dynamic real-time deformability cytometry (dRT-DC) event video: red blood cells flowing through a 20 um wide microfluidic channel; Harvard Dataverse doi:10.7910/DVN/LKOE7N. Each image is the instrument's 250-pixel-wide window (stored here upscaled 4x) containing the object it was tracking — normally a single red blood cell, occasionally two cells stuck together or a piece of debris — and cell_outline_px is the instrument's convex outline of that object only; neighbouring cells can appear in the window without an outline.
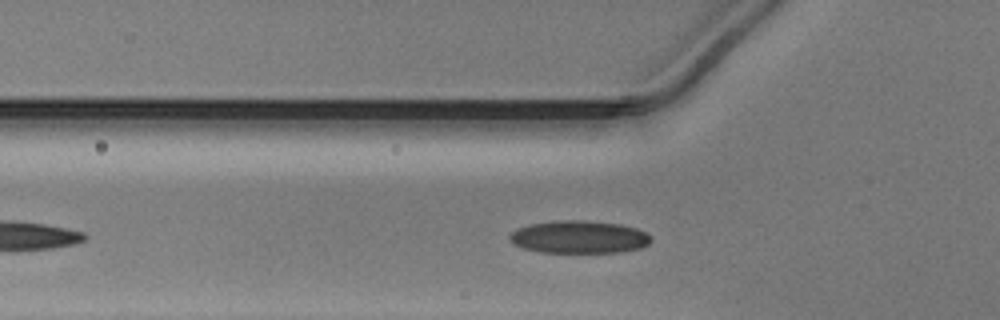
{"species": "Egyptian fruit bat (a non-hibernating species)", "species_latin": "Rousettus aegyptiacus", "temperature_condition": "warm", "stored_images_in_passage": 28, "camera_frame_rate_fps": 3000, "um_per_image_px": 0.085, "animal": {"sex": "male"}, "frame": {"image": 1, "passage_image": 8, "time_ms": 2.333, "image_size_px": [1000, 320], "cell_outline_px": [[652, 240], [648, 244], [640, 248], [620, 252], [540, 252], [524, 248], [508, 240], [508, 236], [516, 228], [532, 224], [560, 220], [580, 220], [620, 224], [636, 228], [648, 232], [652, 236]], "centroid_in_image_um": [49.25, 20.14], "position_along_channel_um": 76.5, "area_um2": 26.88}}
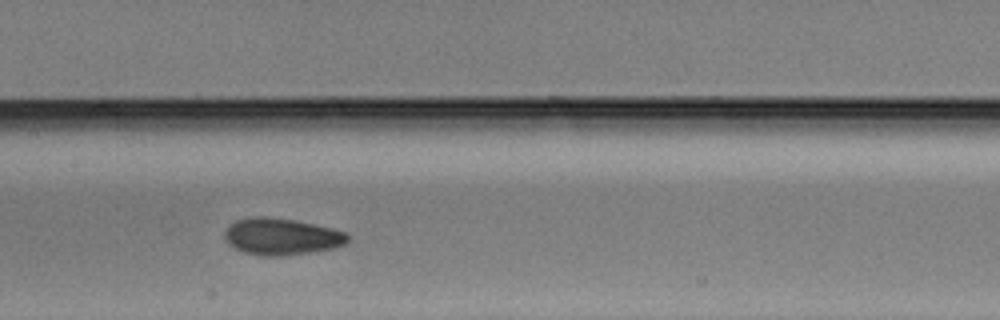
{"frame": {"image": 2, "passage_image": 16, "time_ms": 5.0, "image_size_px": [1000, 320], "cell_outline_px": [[348, 240], [344, 244], [332, 248], [284, 256], [264, 256], [244, 252], [228, 244], [224, 236], [224, 232], [236, 220], [248, 216], [268, 216], [292, 220], [332, 228], [344, 232], [348, 236]], "centroid_in_image_um": [23.89, 20.1], "position_along_channel_um": 183.5, "area_um2": 26.07}}
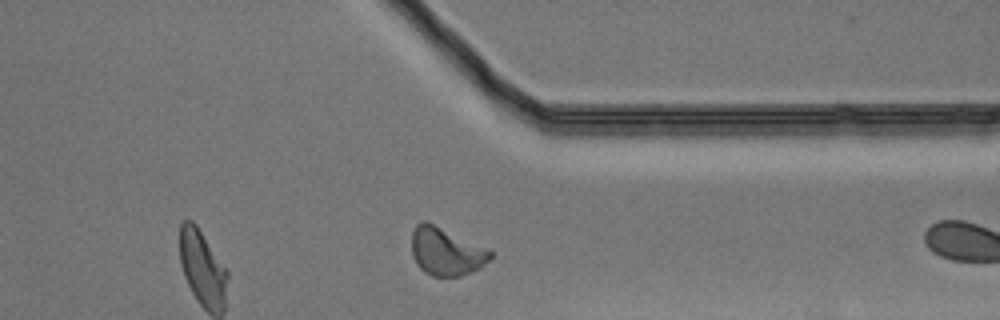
{"frame": {"image": 3, "passage_image": 27, "time_ms": 8.667, "image_size_px": [1000, 320], "cell_outline_px": [[492, 256], [480, 268], [460, 276], [432, 276], [424, 272], [416, 264], [412, 256], [412, 232], [416, 224], [424, 220], [488, 248], [492, 252]], "centroid_in_image_um": [37.9, 21.38], "position_along_channel_um": 373.5, "area_um2": 21.85}}